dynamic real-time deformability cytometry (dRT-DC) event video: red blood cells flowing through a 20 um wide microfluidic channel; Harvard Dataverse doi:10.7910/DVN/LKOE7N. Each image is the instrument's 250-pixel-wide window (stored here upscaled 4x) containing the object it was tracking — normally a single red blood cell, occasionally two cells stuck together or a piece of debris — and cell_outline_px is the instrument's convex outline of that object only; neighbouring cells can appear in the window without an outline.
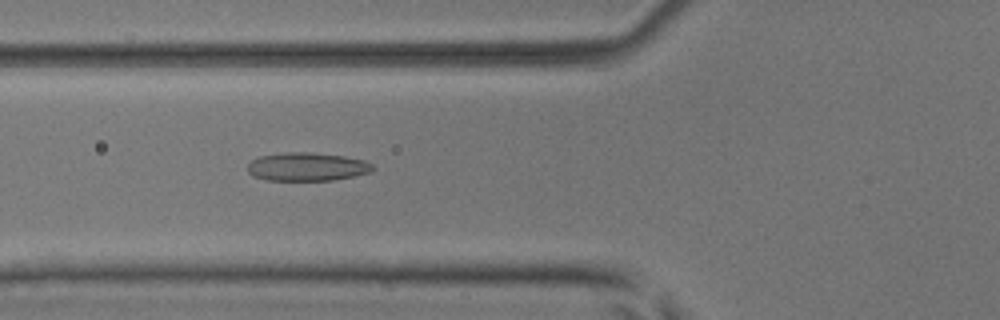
{"species": "common noctule bat (a hibernating species)", "species_latin": "Nyctalus noctula", "temperature_condition": "room temperature", "stored_images_in_passage": 33, "camera_frame_rate_fps": 3000, "um_per_image_px": 0.085, "animal": {"sex": "male", "body_mass_g": 17.9, "forearm_length_mm": 54.2}, "frame": {"image": 1, "passage_image": 7, "time_ms": 2.0, "image_size_px": [1000, 320], "cell_outline_px": [[376, 168], [372, 172], [356, 176], [332, 180], [268, 180], [252, 176], [248, 172], [248, 164], [252, 160], [260, 156], [284, 152], [308, 152], [344, 156], [364, 160], [372, 164]], "centroid_in_image_um": [26.13, 14.17], "position_along_channel_um": 99.7, "area_um2": 20.81}}
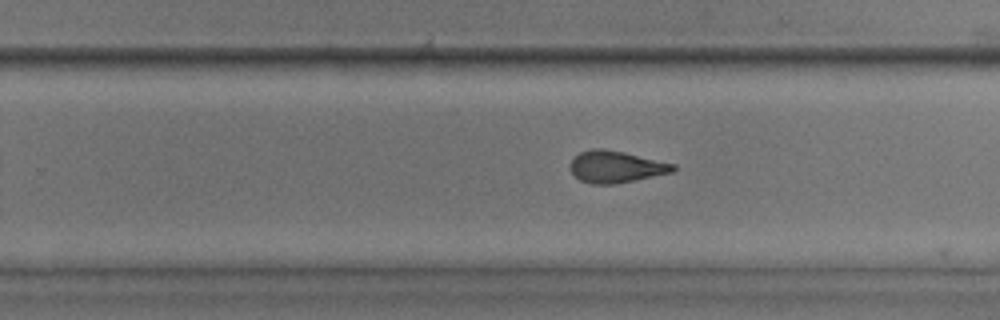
{"frame": {"image": 2, "passage_image": 20, "time_ms": 6.333, "image_size_px": [1000, 320], "cell_outline_px": [[676, 168], [672, 172], [616, 184], [592, 184], [580, 180], [568, 168], [568, 164], [580, 152], [592, 148], [604, 148], [624, 152], [676, 164]], "centroid_in_image_um": [52.33, 14.17], "position_along_channel_um": 277.5, "area_um2": 19.13}}
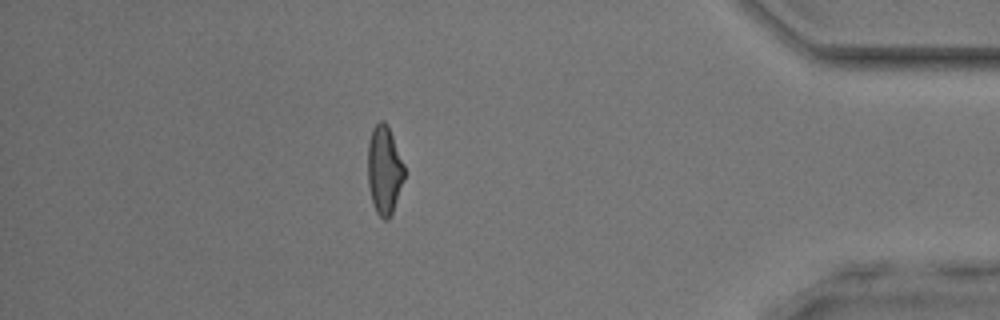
{"frame": {"image": 3, "passage_image": 32, "time_ms": 10.333, "image_size_px": [1000, 320], "cell_outline_px": [[404, 176], [392, 212], [388, 220], [384, 220], [376, 212], [372, 204], [368, 184], [368, 140], [372, 128], [380, 120], [384, 120], [388, 124], [404, 164]], "centroid_in_image_um": [32.64, 14.41], "position_along_channel_um": 402.6, "area_um2": 18.84}}